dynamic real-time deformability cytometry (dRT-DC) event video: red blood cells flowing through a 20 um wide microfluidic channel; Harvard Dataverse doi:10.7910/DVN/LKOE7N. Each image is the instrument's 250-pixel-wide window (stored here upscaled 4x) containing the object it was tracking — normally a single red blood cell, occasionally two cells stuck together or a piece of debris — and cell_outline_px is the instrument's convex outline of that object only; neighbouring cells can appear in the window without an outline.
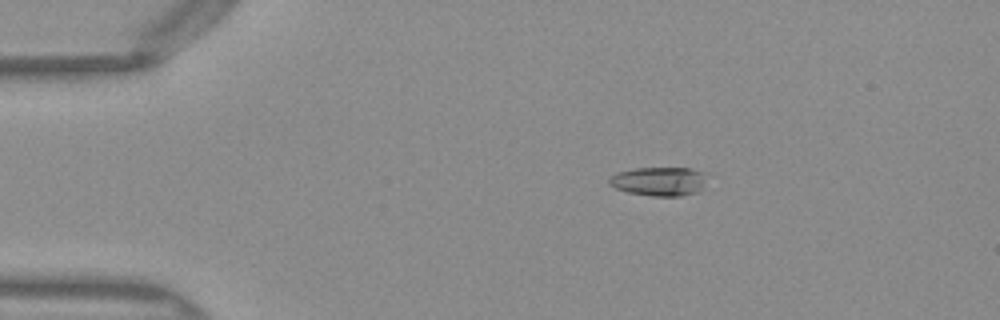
{"species": "Egyptian fruit bat (a non-hibernating species)", "species_latin": "Rousettus aegyptiacus", "temperature_condition": "warm", "stored_images_in_passage": 50, "camera_frame_rate_fps": 3000, "um_per_image_px": 0.085, "frame": {"image": 1, "passage_image": 9, "time_ms": 2.667, "image_size_px": [1000, 320], "cell_outline_px": [[704, 172], [700, 192], [680, 196], [652, 196], [628, 192], [616, 188], [608, 184], [608, 180], [616, 172], [636, 168], [692, 168]], "centroid_in_image_um": [55.99, 15.41], "position_along_channel_um": 29.0, "area_um2": 16.36}}
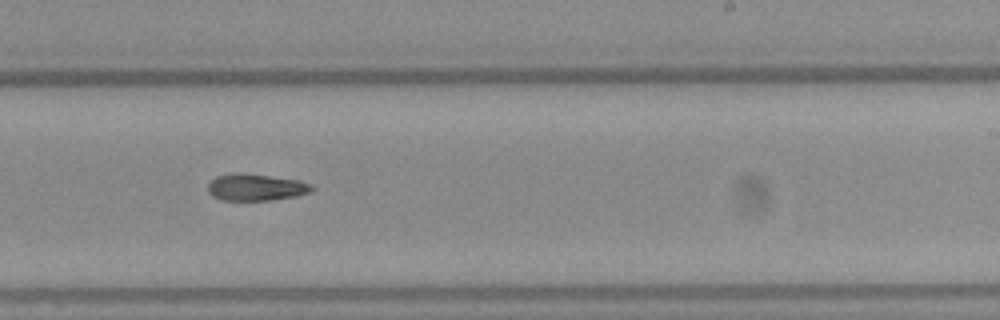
{"frame": {"image": 2, "passage_image": 31, "time_ms": 10.0, "image_size_px": [1000, 320], "cell_outline_px": [[316, 188], [312, 192], [296, 196], [272, 200], [224, 200], [212, 196], [208, 192], [208, 184], [216, 176], [236, 172], [244, 172], [300, 180], [312, 184]], "centroid_in_image_um": [21.79, 15.9], "position_along_channel_um": 267.2, "area_um2": 16.53}}
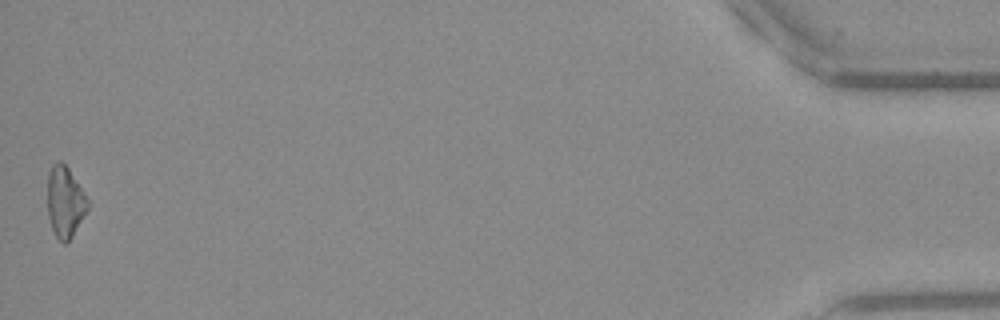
{"frame": {"image": 3, "passage_image": 50, "time_ms": 16.333, "image_size_px": [1000, 320], "cell_outline_px": [[88, 208], [72, 236], [64, 244], [56, 236], [52, 228], [48, 216], [48, 172], [52, 164], [60, 160], [68, 168], [88, 200]], "centroid_in_image_um": [5.51, 17.14], "position_along_channel_um": 429.7, "area_um2": 16.24}}